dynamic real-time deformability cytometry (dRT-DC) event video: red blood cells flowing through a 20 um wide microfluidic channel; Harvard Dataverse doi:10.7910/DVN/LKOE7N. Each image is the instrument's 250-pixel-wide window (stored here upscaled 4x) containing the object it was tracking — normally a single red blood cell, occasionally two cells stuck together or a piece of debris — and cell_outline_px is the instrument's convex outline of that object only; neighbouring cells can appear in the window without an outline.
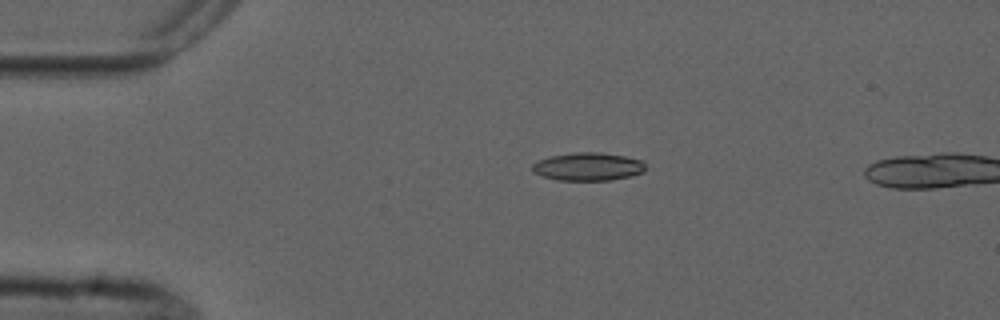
{"species": "common noctule bat (a hibernating species)", "species_latin": "Nyctalus noctula", "temperature_condition": "cold", "stored_images_in_passage": 4, "camera_frame_rate_fps": 3000, "um_per_image_px": 0.085, "animal": {"sex": "male", "forearm_length_mm": 52.5}, "frame": {"image": 1, "passage_image": 4, "time_ms": 4.667, "image_size_px": [1000, 320], "cell_outline_px": [[648, 168], [644, 172], [632, 176], [612, 180], [556, 180], [532, 172], [532, 164], [540, 160], [552, 156], [576, 152], [600, 152], [624, 156], [644, 160]], "centroid_in_image_um": [50.06, 14.16], "position_along_channel_um": 34.9, "area_um2": 18.67}}